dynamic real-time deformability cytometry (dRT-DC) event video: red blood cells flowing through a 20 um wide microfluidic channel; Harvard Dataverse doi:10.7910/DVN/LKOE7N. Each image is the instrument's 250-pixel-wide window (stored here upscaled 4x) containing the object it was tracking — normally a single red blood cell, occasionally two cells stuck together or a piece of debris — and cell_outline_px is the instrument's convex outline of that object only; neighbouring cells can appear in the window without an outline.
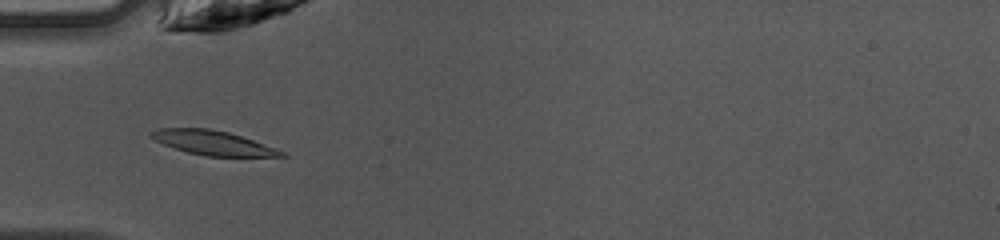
{"species": "common noctule bat (a hibernating species)", "species_latin": "Nyctalus noctula", "temperature_condition": "warm", "stored_images_in_passage": 36, "camera_frame_rate_fps": 3000, "um_per_image_px": 0.085, "animal": {"sex": "female", "body_mass_g": 10.0, "forearm_length_mm": 53.1}, "frame": {"image": 1, "passage_image": 4, "time_ms": 1.0, "image_size_px": [1000, 240], "cell_outline_px": [[288, 156], [208, 156], [188, 152], [164, 144], [148, 136], [148, 132], [160, 128], [208, 128], [228, 132], [276, 148], [284, 152]], "centroid_in_image_um": [18.06, 12.13], "position_along_channel_um": 66.9, "area_um2": 18.15}}
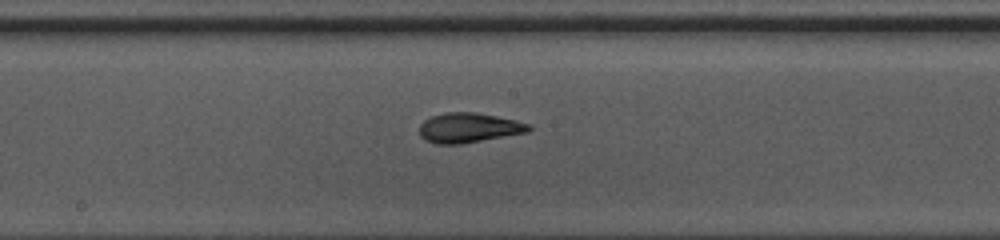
{"frame": {"image": 2, "passage_image": 14, "time_ms": 4.333, "image_size_px": [1000, 240], "cell_outline_px": [[532, 128], [528, 132], [460, 144], [436, 144], [424, 140], [420, 136], [420, 124], [424, 120], [432, 116], [448, 112], [476, 112], [516, 120], [532, 124]], "centroid_in_image_um": [39.85, 10.86], "position_along_channel_um": 208.3, "area_um2": 19.02}}
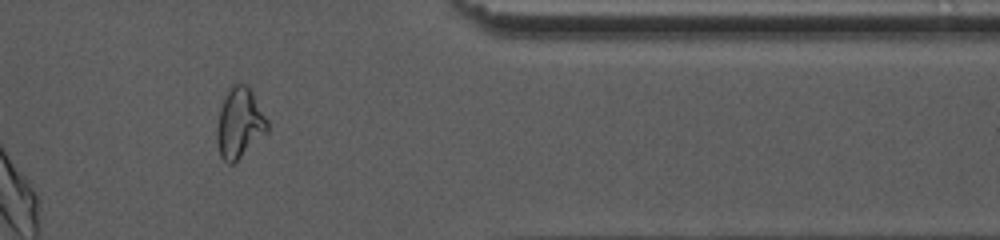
{"frame": {"image": 3, "passage_image": 28, "time_ms": 9.0, "image_size_px": [1000, 240], "cell_outline_px": [[268, 132], [232, 164], [228, 164], [220, 156], [216, 140], [216, 128], [220, 108], [224, 96], [228, 88], [232, 84], [244, 84], [252, 92], [268, 120]], "centroid_in_image_um": [20.34, 10.47], "position_along_channel_um": 391.1, "area_um2": 20.63}, "authors_computed_cell_mechanics": {"area_um2": 18.9006, "velocity_mm_per_s": 4.2362, "shape_relaxation_time_tau1_ms": 5.8043, "shape_relaxation_time_tau2_ms": 1.5174, "deformation_change_tau1": 0.2196, "deformation_change_tau2": 0.081}}